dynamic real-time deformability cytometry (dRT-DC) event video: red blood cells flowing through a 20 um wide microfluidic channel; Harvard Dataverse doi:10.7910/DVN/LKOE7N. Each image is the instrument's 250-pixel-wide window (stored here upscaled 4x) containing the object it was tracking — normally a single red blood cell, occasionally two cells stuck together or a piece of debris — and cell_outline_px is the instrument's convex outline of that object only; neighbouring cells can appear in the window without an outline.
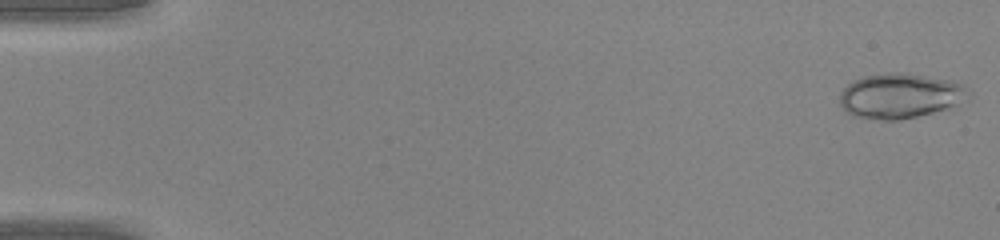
{"species": "common noctule bat (a hibernating species)", "species_latin": "Nyctalus noctula", "temperature_condition": "warm", "stored_images_in_passage": 46, "camera_frame_rate_fps": 3000, "um_per_image_px": 0.085, "animal": {"sex": "male", "body_mass_g": 20.0, "forearm_length_mm": 53.3}, "frame": {"image": 1, "passage_image": 1, "time_ms": 0.0, "image_size_px": [1000, 240], "cell_outline_px": [[972, 92], [968, 100], [948, 108], [900, 120], [884, 120], [852, 116], [840, 104], [840, 92], [852, 80], [864, 76], [892, 72], [904, 72], [952, 80], [960, 84]], "centroid_in_image_um": [76.53, 8.13], "position_along_channel_um": 8.5, "area_um2": 33.87}}